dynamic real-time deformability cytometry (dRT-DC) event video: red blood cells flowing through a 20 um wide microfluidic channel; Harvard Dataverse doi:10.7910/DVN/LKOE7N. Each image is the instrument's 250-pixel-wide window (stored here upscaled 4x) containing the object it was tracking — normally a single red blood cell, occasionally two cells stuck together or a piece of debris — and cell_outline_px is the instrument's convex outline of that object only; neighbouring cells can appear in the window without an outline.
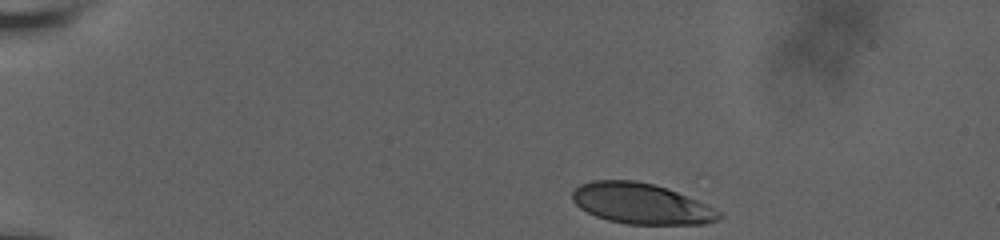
{"species": "human", "species_latin": "Homo sapiens", "temperature_condition": "room temperature", "stored_images_in_passage": 27, "camera_frame_rate_fps": 3000, "um_per_image_px": 0.085, "donor": {"sex": "male"}, "frame": {"image": 1, "passage_image": 1, "time_ms": 0.0, "image_size_px": [1000, 240], "cell_outline_px": [[724, 216], [720, 220], [704, 224], [628, 224], [608, 220], [596, 216], [580, 208], [572, 200], [572, 192], [580, 184], [592, 180], [636, 180], [668, 188], [696, 200], [720, 212]], "centroid_in_image_um": [54.49, 17.31], "position_along_channel_um": 30.5, "area_um2": 34.68}}
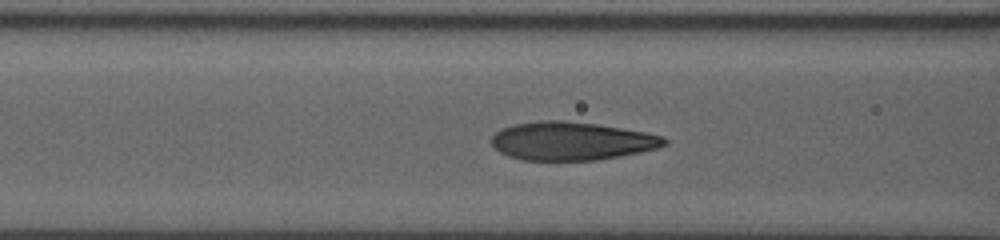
{"frame": {"image": 2, "passage_image": 16, "time_ms": 5.0, "image_size_px": [1000, 240], "cell_outline_px": [[668, 144], [656, 148], [640, 152], [620, 156], [596, 160], [520, 160], [508, 156], [500, 152], [492, 144], [492, 136], [500, 128], [512, 124], [540, 120], [564, 120], [596, 124], [644, 132], [664, 136], [668, 140]], "centroid_in_image_um": [48.56, 11.98], "position_along_channel_um": 118.0, "area_um2": 38.67}}
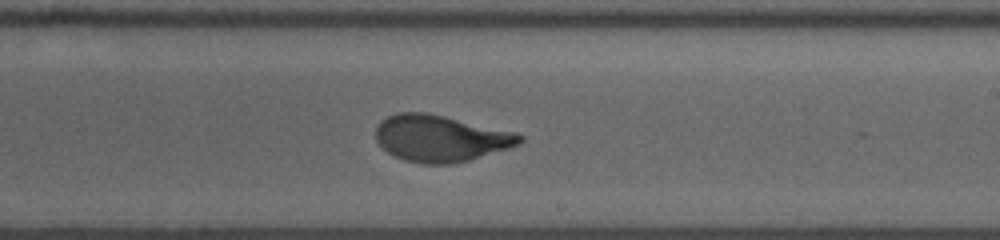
{"frame": {"image": 3, "passage_image": 27, "time_ms": 8.667, "image_size_px": [1000, 240], "cell_outline_px": [[524, 140], [520, 144], [508, 148], [468, 160], [452, 164], [424, 164], [404, 160], [388, 152], [376, 140], [376, 124], [380, 120], [396, 112], [428, 112], [516, 132], [524, 136]], "centroid_in_image_um": [37.44, 11.74], "position_along_channel_um": 251.6, "area_um2": 39.13}}